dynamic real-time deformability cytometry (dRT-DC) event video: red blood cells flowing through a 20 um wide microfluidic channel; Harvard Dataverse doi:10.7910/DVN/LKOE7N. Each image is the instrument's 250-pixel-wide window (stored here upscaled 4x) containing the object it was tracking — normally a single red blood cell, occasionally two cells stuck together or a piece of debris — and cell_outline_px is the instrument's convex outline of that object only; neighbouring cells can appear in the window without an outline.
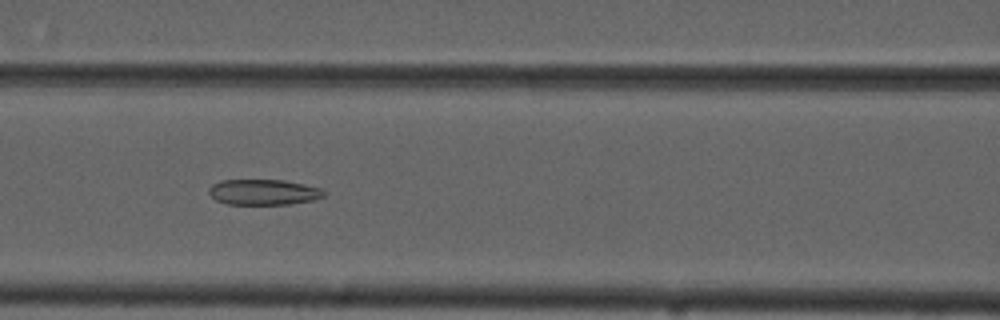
{"species": "common noctule bat (a hibernating species)", "species_latin": "Nyctalus noctula", "temperature_condition": "cold", "stored_images_in_passage": 52, "camera_frame_rate_fps": 3000, "um_per_image_px": 0.085, "animal": {"sex": "male", "forearm_length_mm": 52.5}, "frame": {"image": 1, "passage_image": 20, "time_ms": 6.333, "image_size_px": [1000, 320], "cell_outline_px": [[328, 192], [324, 196], [312, 200], [288, 204], [228, 204], [216, 200], [208, 192], [208, 188], [212, 184], [220, 180], [284, 180], [304, 184], [320, 188]], "centroid_in_image_um": [22.4, 16.32], "position_along_channel_um": 144.2, "area_um2": 17.17}}
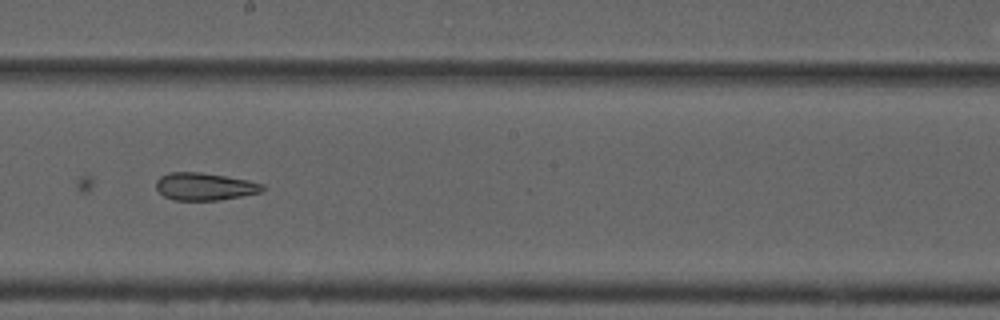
{"frame": {"image": 2, "passage_image": 27, "time_ms": 8.667, "image_size_px": [1000, 320], "cell_outline_px": [[264, 188], [260, 192], [220, 200], [172, 200], [164, 196], [156, 188], [156, 180], [160, 176], [168, 172], [200, 172], [248, 180], [264, 184]], "centroid_in_image_um": [17.36, 15.85], "position_along_channel_um": 230.8, "area_um2": 16.99}}
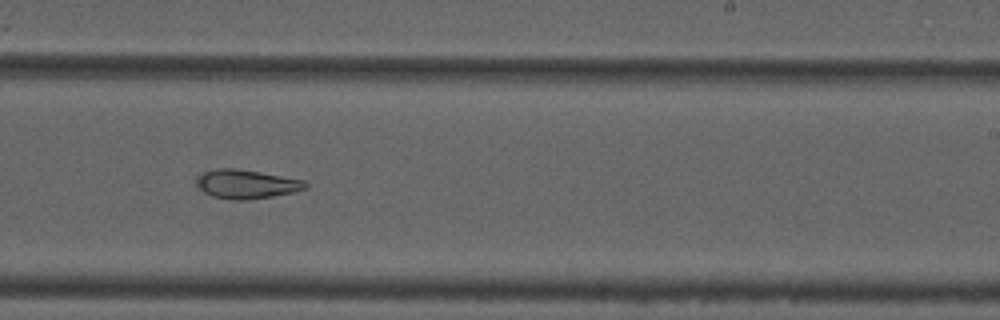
{"frame": {"image": 3, "passage_image": 30, "time_ms": 9.667, "image_size_px": [1000, 320], "cell_outline_px": [[308, 188], [292, 192], [272, 196], [248, 200], [232, 200], [212, 196], [204, 192], [196, 184], [196, 176], [200, 172], [216, 168], [236, 168], [260, 172], [304, 180], [308, 184]], "centroid_in_image_um": [20.9, 15.64], "position_along_channel_um": 268.1, "area_um2": 18.5}}